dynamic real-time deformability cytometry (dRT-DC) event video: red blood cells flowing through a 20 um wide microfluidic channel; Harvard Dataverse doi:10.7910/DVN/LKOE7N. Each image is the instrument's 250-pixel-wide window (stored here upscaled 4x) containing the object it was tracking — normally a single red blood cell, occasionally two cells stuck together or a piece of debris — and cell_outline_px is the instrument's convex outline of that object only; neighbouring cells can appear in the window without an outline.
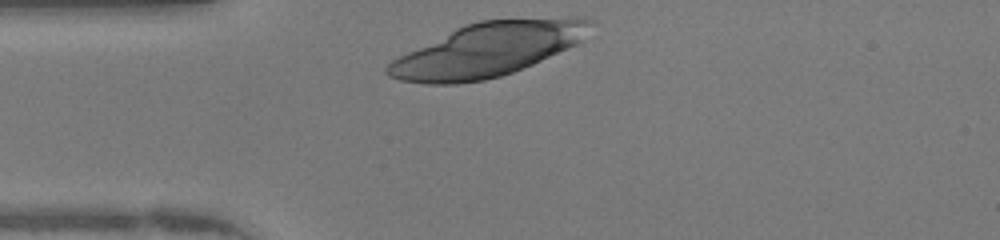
{"species": "human", "species_latin": "Homo sapiens", "temperature_condition": "warm", "stored_images_in_passage": 27, "camera_frame_rate_fps": 3000, "um_per_image_px": 0.085, "donor": {"sex": "female"}, "frame": {"image": 1, "passage_image": 1, "time_ms": 0.0, "image_size_px": [1000, 240], "cell_outline_px": [[592, 20], [580, 40], [576, 44], [532, 64], [512, 72], [500, 76], [484, 80], [456, 84], [424, 84], [400, 80], [388, 76], [384, 72], [384, 68], [392, 60], [464, 24], [480, 20], [568, 16], [584, 16]], "centroid_in_image_um": [41.43, 4.21], "position_along_channel_um": 43.6, "area_um2": 62.94}}